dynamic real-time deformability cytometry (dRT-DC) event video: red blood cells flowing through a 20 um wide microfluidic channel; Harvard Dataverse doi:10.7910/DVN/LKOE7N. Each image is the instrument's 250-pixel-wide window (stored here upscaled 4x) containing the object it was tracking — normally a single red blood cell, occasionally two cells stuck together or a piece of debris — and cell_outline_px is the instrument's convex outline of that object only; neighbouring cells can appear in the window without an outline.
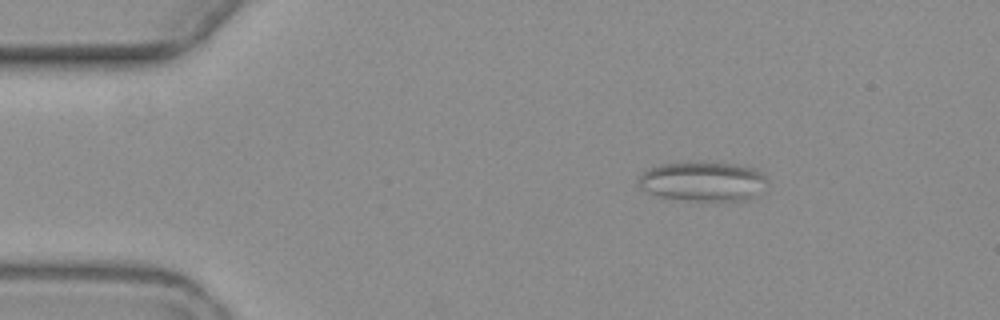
{"species": "common noctule bat (a hibernating species)", "species_latin": "Nyctalus noctula", "temperature_condition": "warm", "stored_images_in_passage": 10, "camera_frame_rate_fps": 3000, "um_per_image_px": 0.085, "animal": {"sex": "female", "body_mass_g": 19.3, "forearm_length_mm": 54.1}, "frame": {"image": 1, "passage_image": 2, "time_ms": 1.333, "image_size_px": [1000, 320], "cell_outline_px": [[768, 180], [756, 196], [752, 200], [740, 204], [712, 204], [684, 200], [660, 196], [648, 192], [640, 188], [636, 184], [636, 180], [648, 168], [660, 164], [688, 160], [704, 160], [736, 164], [752, 168], [760, 172]], "centroid_in_image_um": [59.78, 15.45], "position_along_channel_um": 25.2, "area_um2": 31.79}}
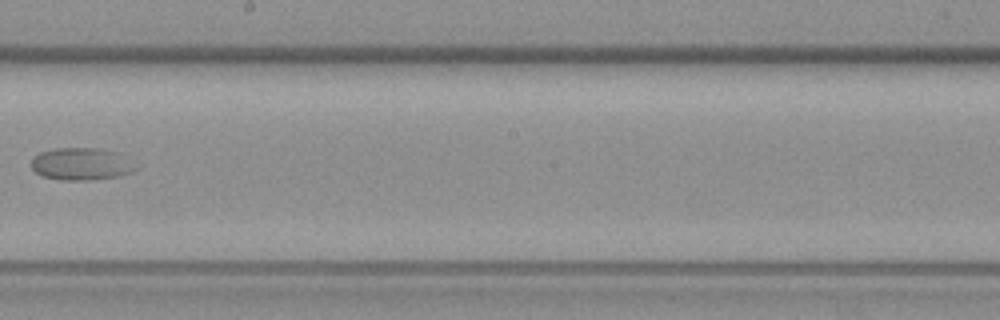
{"frame": {"image": 2, "passage_image": 9, "time_ms": 9.667, "image_size_px": [1000, 320], "cell_outline_px": [[140, 168], [132, 172], [120, 176], [92, 180], [60, 180], [40, 176], [32, 168], [32, 156], [40, 152], [52, 148], [100, 148], [116, 152]], "centroid_in_image_um": [6.89, 13.94], "position_along_channel_um": 241.3, "area_um2": 19.88}}
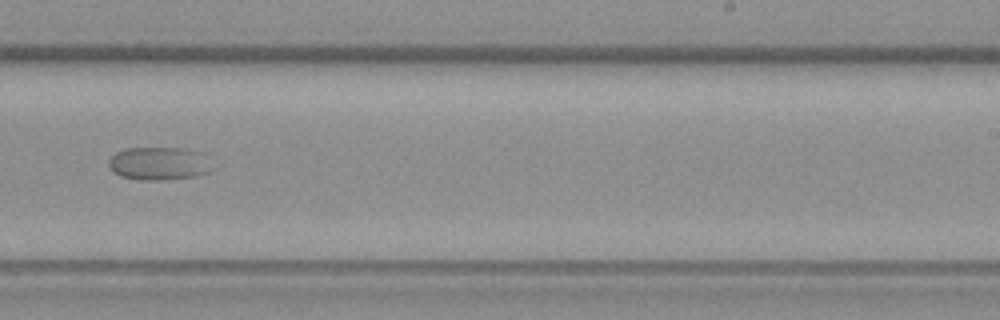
{"frame": {"image": 3, "passage_image": 10, "time_ms": 10.667, "image_size_px": [1000, 320], "cell_outline_px": [[216, 168], [208, 172], [196, 176], [164, 180], [140, 180], [120, 176], [112, 172], [108, 164], [108, 160], [116, 152], [124, 148], [184, 148], [204, 152]], "centroid_in_image_um": [13.56, 13.89], "position_along_channel_um": 275.4, "area_um2": 20.52}}